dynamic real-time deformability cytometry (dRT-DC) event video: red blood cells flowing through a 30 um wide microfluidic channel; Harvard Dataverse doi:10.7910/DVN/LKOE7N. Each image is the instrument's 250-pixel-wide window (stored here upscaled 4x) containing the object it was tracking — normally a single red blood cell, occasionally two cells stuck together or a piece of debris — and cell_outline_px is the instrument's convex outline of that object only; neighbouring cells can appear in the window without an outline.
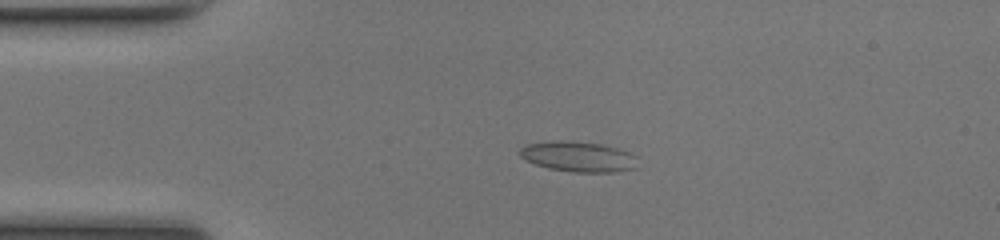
{"species": "common noctule bat (a hibernating species)", "species_latin": "Nyctalus noctula", "temperature_condition": "room temperature", "stored_images_in_passage": 50, "camera_frame_rate_fps": 3000, "um_per_image_px": 0.085, "animal": {"sex": "female", "body_mass_g": 17.0, "forearm_length_mm": 48.0}, "frame": {"image": 1, "passage_image": 11, "time_ms": 3.333, "image_size_px": [1000, 240], "cell_outline_px": [[636, 168], [616, 172], [572, 172], [548, 168], [536, 164], [520, 156], [520, 148], [524, 144], [552, 140], [560, 140], [600, 144], [616, 148], [628, 152], [636, 156]], "centroid_in_image_um": [49.14, 13.31], "position_along_channel_um": 35.9, "area_um2": 20.75}}
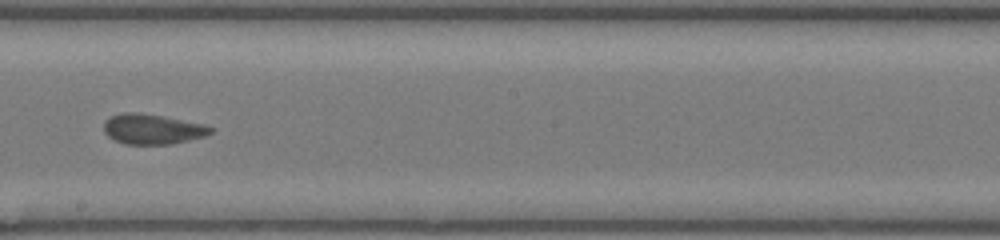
{"frame": {"image": 2, "passage_image": 28, "time_ms": 9.0, "image_size_px": [1000, 240], "cell_outline_px": [[212, 132], [204, 136], [172, 144], [124, 144], [112, 140], [104, 132], [104, 120], [112, 116], [124, 112], [132, 112], [160, 116], [204, 124], [212, 128]], "centroid_in_image_um": [12.91, 10.99], "position_along_channel_um": 235.3, "area_um2": 18.55}}
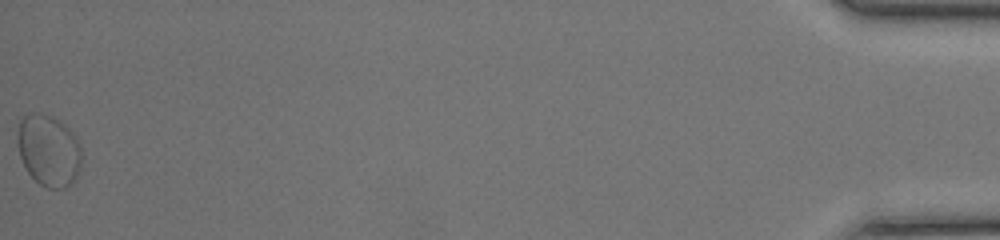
{"frame": {"image": 3, "passage_image": 50, "time_ms": 16.333, "image_size_px": [1000, 240], "cell_outline_px": [[80, 168], [76, 176], [64, 188], [48, 188], [40, 184], [28, 172], [20, 156], [20, 120], [24, 116], [32, 112], [40, 112], [52, 116], [64, 124], [76, 136], [80, 144]], "centroid_in_image_um": [4.17, 12.77], "position_along_channel_um": 431.0, "area_um2": 26.07}, "authors_computed_cell_mechanics": {"area_um2": 18.6983, "velocity_mm_per_s": 4.1573, "shape_relaxation_time_tau1_ms": 3.1277, "shape_relaxation_time_tau2_ms": 1.7429, "deformation_change_tau1": 0.1131, "deformation_change_tau2": 0.0834}}